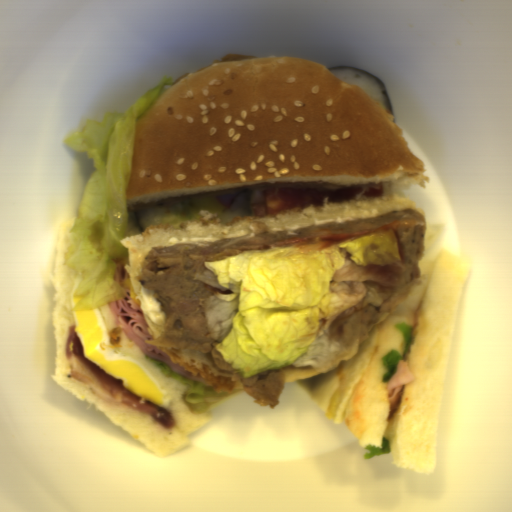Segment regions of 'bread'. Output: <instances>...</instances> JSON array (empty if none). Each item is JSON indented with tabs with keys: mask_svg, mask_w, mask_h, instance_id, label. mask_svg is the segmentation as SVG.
Returning <instances> with one entry per match:
<instances>
[{
	"mask_svg": "<svg viewBox=\"0 0 512 512\" xmlns=\"http://www.w3.org/2000/svg\"><path fill=\"white\" fill-rule=\"evenodd\" d=\"M427 168L385 107L327 65L302 58L219 60L174 82L137 119L126 202L132 213L215 196L229 210L254 190L333 191L381 183L383 197L312 203L272 216L155 225L120 239L134 299L141 263L154 246L369 218L420 205L405 192L427 186Z\"/></svg>",
	"mask_w": 512,
	"mask_h": 512,
	"instance_id": "8d2b1439",
	"label": "bread"
},
{
	"mask_svg": "<svg viewBox=\"0 0 512 512\" xmlns=\"http://www.w3.org/2000/svg\"><path fill=\"white\" fill-rule=\"evenodd\" d=\"M444 225L426 223L425 254L419 260L422 283L393 312H384L359 343L352 358L327 373L298 380L314 400L329 411L333 395L341 393L332 420L343 425L357 441L379 447L390 442L391 463L417 474L437 468V419L448 371L461 292L470 268L469 259L442 247ZM414 326L407 355L404 339L395 328ZM398 350L415 377L406 385L401 403L387 420L389 403L382 357Z\"/></svg>",
	"mask_w": 512,
	"mask_h": 512,
	"instance_id": "cb027b5d",
	"label": "bread"
},
{
	"mask_svg": "<svg viewBox=\"0 0 512 512\" xmlns=\"http://www.w3.org/2000/svg\"><path fill=\"white\" fill-rule=\"evenodd\" d=\"M75 218H68L59 226L54 256L53 275V381L113 423L143 447L159 457H167L190 444L189 435L211 422L214 405L199 415H193L186 402L187 388L161 372L138 346L120 328L106 300L98 306L111 347L118 354L139 362L150 371L161 387L170 395L168 407H163L173 421L164 426L154 417L125 408L116 403L103 384L93 380L88 368L80 365L74 356H67L69 325L75 326L71 305V293L79 283L71 269L63 267L65 250L71 245L69 232Z\"/></svg>",
	"mask_w": 512,
	"mask_h": 512,
	"instance_id": "b6be36c0",
	"label": "bread"
},
{
	"mask_svg": "<svg viewBox=\"0 0 512 512\" xmlns=\"http://www.w3.org/2000/svg\"><path fill=\"white\" fill-rule=\"evenodd\" d=\"M173 363H177L185 371L193 375L199 374L205 384L218 394L220 392H235L245 390L240 379L235 375L219 370L212 359L211 353H202L193 349L162 348Z\"/></svg>",
	"mask_w": 512,
	"mask_h": 512,
	"instance_id": "2504dc21",
	"label": "bread"
},
{
	"mask_svg": "<svg viewBox=\"0 0 512 512\" xmlns=\"http://www.w3.org/2000/svg\"><path fill=\"white\" fill-rule=\"evenodd\" d=\"M347 349L348 350L343 357L336 358V359L329 361L327 363V365L321 370H318V369H315L312 367L309 369H301V370L289 373L288 376L286 377L285 383L286 382H295V381H299V380H305V379L317 376L320 373L326 374L334 369H337L339 364L342 361H347L357 355V353L360 349V343L356 344V345H352Z\"/></svg>",
	"mask_w": 512,
	"mask_h": 512,
	"instance_id": "c6332bfd",
	"label": "bread"
},
{
	"mask_svg": "<svg viewBox=\"0 0 512 512\" xmlns=\"http://www.w3.org/2000/svg\"><path fill=\"white\" fill-rule=\"evenodd\" d=\"M142 314H143L151 332L153 333L154 337L158 338L162 334V332L165 328V325H156L155 323H153L150 320V318L147 315H145L144 313H142Z\"/></svg>",
	"mask_w": 512,
	"mask_h": 512,
	"instance_id": "23157a8e",
	"label": "bread"
}]
</instances>
